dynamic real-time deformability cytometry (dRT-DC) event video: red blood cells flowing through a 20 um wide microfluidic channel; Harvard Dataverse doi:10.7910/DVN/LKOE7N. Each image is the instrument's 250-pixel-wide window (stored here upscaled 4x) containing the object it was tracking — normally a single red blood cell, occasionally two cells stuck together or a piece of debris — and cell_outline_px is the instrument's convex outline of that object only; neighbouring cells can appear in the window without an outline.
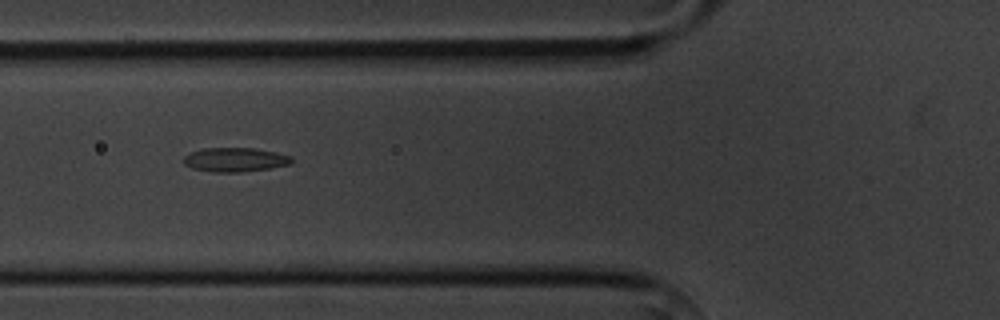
{"species": "common noctule bat (a hibernating species)", "species_latin": "Nyctalus noctula", "temperature_condition": "cold", "stored_images_in_passage": 7, "camera_frame_rate_fps": 3000, "um_per_image_px": 0.085, "animal": {"sex": "male", "body_mass_g": 20.1, "forearm_length_mm": 53.5}, "frame": {"image": 1, "passage_image": 3, "time_ms": 2.333, "image_size_px": [1000, 320], "cell_outline_px": [[292, 164], [272, 168], [244, 172], [212, 172], [192, 168], [184, 164], [184, 156], [192, 152], [204, 148], [252, 148], [276, 152], [292, 156]], "centroid_in_image_um": [20.02, 13.58], "position_along_channel_um": 105.8, "area_um2": 15.26}}
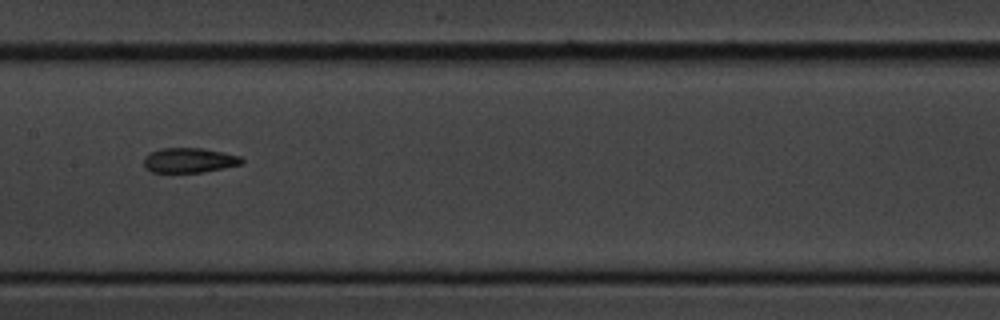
{"frame": {"image": 2, "passage_image": 5, "time_ms": 4.667, "image_size_px": [1000, 320], "cell_outline_px": [[244, 160], [240, 164], [204, 172], [152, 172], [144, 168], [144, 156], [148, 152], [160, 148], [200, 148], [240, 156]], "centroid_in_image_um": [16.01, 13.62], "position_along_channel_um": 191.4, "area_um2": 14.1}}
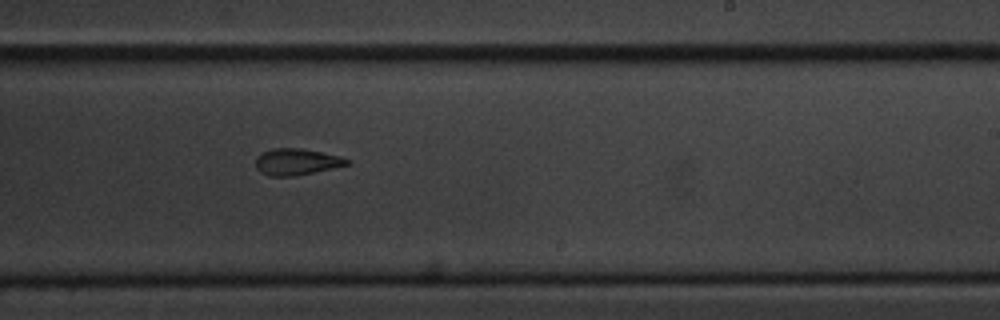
{"frame": {"image": 3, "passage_image": 7, "time_ms": 6.667, "image_size_px": [1000, 320], "cell_outline_px": [[352, 160], [348, 164], [332, 168], [292, 176], [268, 176], [260, 172], [256, 168], [256, 156], [272, 148], [300, 148], [320, 152]], "centroid_in_image_um": [25.15, 13.75], "position_along_channel_um": 263.8, "area_um2": 13.81}}